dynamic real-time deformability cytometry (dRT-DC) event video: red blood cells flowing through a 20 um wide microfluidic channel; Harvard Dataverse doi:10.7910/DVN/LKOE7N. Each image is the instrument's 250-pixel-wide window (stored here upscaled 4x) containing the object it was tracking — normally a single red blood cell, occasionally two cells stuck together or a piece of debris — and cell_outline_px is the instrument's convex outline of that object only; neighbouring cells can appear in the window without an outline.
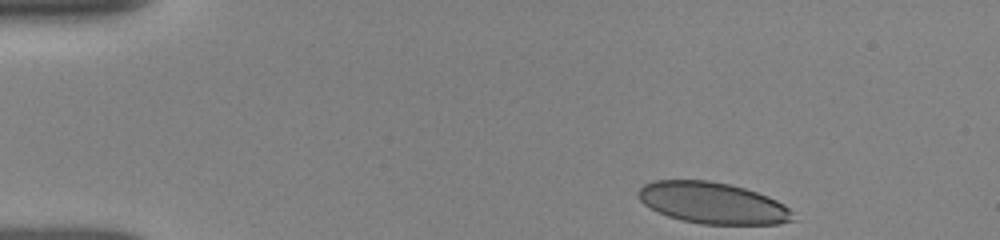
{"species": "human", "species_latin": "Homo sapiens", "temperature_condition": "room temperature", "stored_images_in_passage": 29, "camera_frame_rate_fps": 3000, "um_per_image_px": 0.085, "donor": {"sex": "female"}, "frame": {"image": 1, "passage_image": 1, "time_ms": 0.0, "image_size_px": [1000, 240], "cell_outline_px": [[796, 220], [780, 224], [700, 224], [680, 220], [668, 216], [644, 204], [640, 200], [636, 192], [644, 184], [652, 180], [708, 180], [728, 184], [744, 188], [768, 196], [784, 204], [792, 212]], "centroid_in_image_um": [60.58, 17.26], "position_along_channel_um": 24.4, "area_um2": 37.34}}
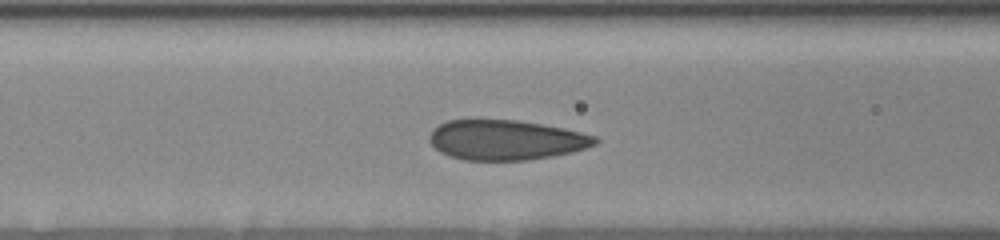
{"frame": {"image": 2, "passage_image": 21, "time_ms": 4.667, "image_size_px": [1000, 240], "cell_outline_px": [[600, 140], [596, 144], [572, 152], [552, 156], [528, 160], [464, 160], [448, 156], [440, 152], [428, 140], [428, 136], [440, 124], [448, 120], [516, 120], [564, 128], [596, 136]], "centroid_in_image_um": [43.01, 11.9], "position_along_channel_um": 123.6, "area_um2": 38.44}}
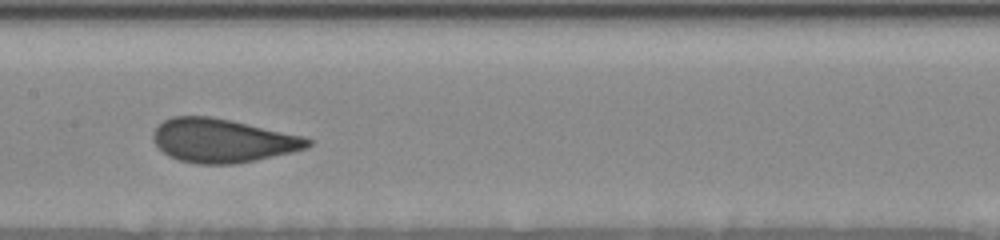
{"frame": {"image": 3, "passage_image": 28, "time_ms": 6.333, "image_size_px": [1000, 240], "cell_outline_px": [[312, 144], [304, 148], [292, 152], [256, 160], [236, 164], [196, 164], [180, 160], [168, 156], [152, 140], [152, 132], [164, 120], [172, 116], [212, 116], [304, 136], [312, 140]], "centroid_in_image_um": [18.9, 11.95], "position_along_channel_um": 188.5, "area_um2": 39.36}}